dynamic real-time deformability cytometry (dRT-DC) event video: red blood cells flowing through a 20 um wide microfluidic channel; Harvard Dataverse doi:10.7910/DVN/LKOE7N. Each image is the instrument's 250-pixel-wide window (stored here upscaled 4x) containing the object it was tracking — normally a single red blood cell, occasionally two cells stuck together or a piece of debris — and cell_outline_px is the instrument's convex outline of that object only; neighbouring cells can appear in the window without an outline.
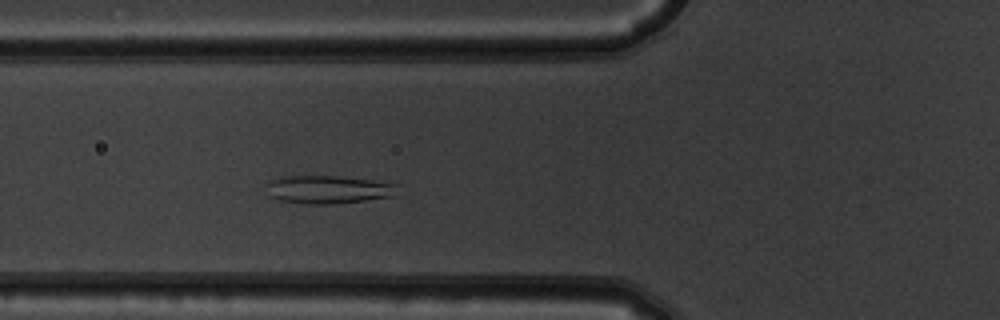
{"species": "common noctule bat (a hibernating species)", "species_latin": "Nyctalus noctula", "temperature_condition": "warm", "stored_images_in_passage": 4, "camera_frame_rate_fps": 3000, "um_per_image_px": 0.085, "animal": {"sex": "male", "body_mass_g": 19.5, "forearm_length_mm": 54.6}, "frame": {"image": 1, "passage_image": 4, "time_ms": 1.0, "image_size_px": [1000, 320], "cell_outline_px": [[400, 196], [332, 204], [308, 204], [280, 200], [268, 196], [264, 184], [268, 180], [284, 176], [336, 176], [372, 180], [400, 184]], "centroid_in_image_um": [27.94, 16.11], "position_along_channel_um": 97.9, "area_um2": 22.08}}